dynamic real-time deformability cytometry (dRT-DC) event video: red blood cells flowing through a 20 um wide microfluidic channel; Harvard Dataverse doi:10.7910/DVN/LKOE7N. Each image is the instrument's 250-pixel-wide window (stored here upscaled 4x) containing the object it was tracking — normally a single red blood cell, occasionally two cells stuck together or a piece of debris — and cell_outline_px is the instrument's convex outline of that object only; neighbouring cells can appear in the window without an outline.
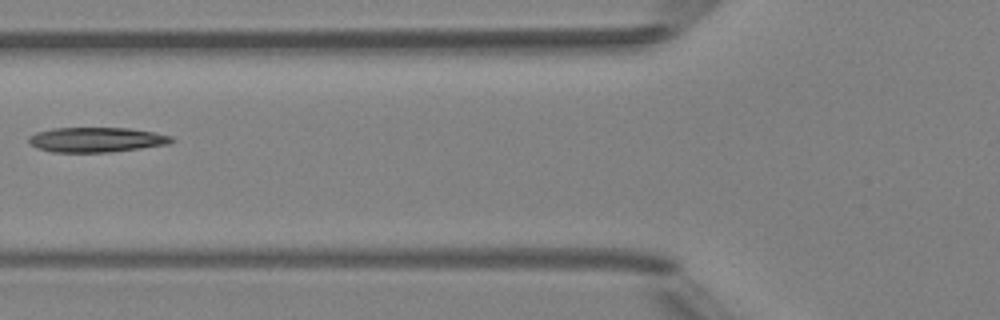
{"species": "Egyptian fruit bat (a non-hibernating species)", "species_latin": "Rousettus aegyptiacus", "temperature_condition": "room temperature", "stored_images_in_passage": 6, "camera_frame_rate_fps": 3000, "um_per_image_px": 0.085, "animal": {"sex": "female"}, "frame": {"image": 1, "passage_image": 5, "time_ms": 5.667, "image_size_px": [1000, 320], "cell_outline_px": [[176, 140], [168, 144], [140, 148], [108, 152], [52, 152], [36, 148], [28, 144], [28, 136], [36, 132], [52, 128], [128, 128], [152, 132], [172, 136]], "centroid_in_image_um": [8.14, 11.87], "position_along_channel_um": 117.7, "area_um2": 20.75}}
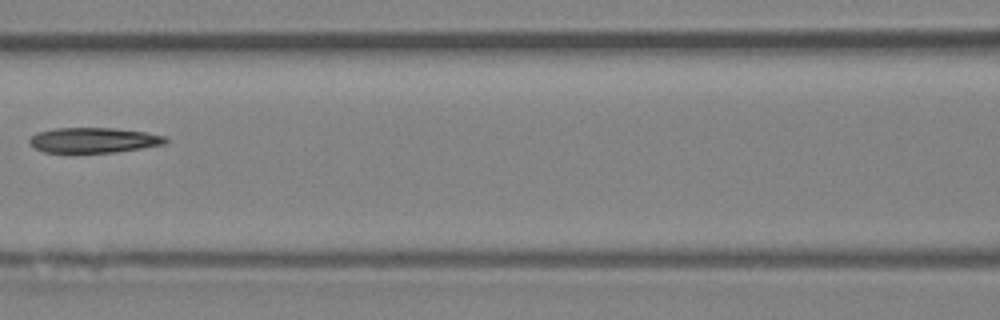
{"frame": {"image": 2, "passage_image": 6, "time_ms": 6.667, "image_size_px": [1000, 320], "cell_outline_px": [[168, 140], [164, 144], [116, 152], [44, 152], [36, 148], [28, 140], [36, 132], [56, 128], [112, 128], [144, 132], [164, 136]], "centroid_in_image_um": [7.94, 11.91], "position_along_channel_um": 158.7, "area_um2": 19.65}}